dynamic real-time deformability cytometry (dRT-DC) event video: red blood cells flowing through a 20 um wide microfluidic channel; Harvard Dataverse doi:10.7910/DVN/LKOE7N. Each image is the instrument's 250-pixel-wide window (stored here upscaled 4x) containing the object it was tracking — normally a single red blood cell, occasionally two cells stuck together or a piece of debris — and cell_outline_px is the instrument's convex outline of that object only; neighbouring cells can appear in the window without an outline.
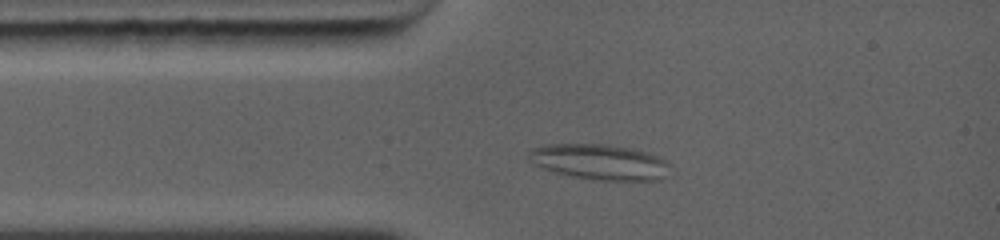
{"species": "common noctule bat (a hibernating species)", "species_latin": "Nyctalus noctula", "temperature_condition": "warm", "stored_images_in_passage": 31, "camera_frame_rate_fps": 5000, "um_per_image_px": 0.085, "animal": {"sex": "female", "body_mass_g": 19.0, "forearm_length_mm": 56.7}, "frame": {"image": 1, "passage_image": 7, "time_ms": 2.2, "image_size_px": [1000, 240], "cell_outline_px": [[668, 176], [656, 180], [596, 180], [572, 176], [540, 168], [528, 164], [524, 156], [532, 148], [544, 144], [604, 144], [628, 148], [648, 152], [660, 156], [668, 160]], "centroid_in_image_um": [50.89, 13.76], "position_along_channel_um": 34.1, "area_um2": 29.77}}
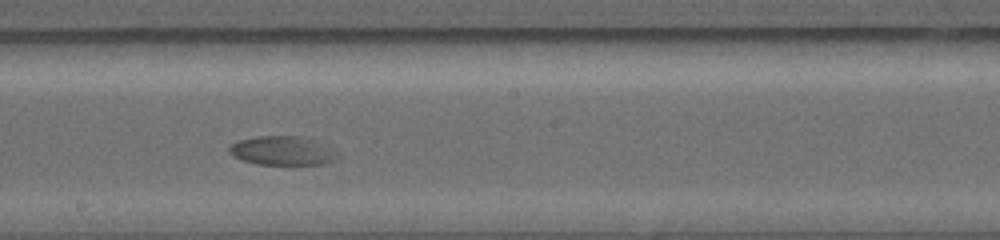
{"frame": {"image": 2, "passage_image": 17, "time_ms": 7.2, "image_size_px": [1000, 240], "cell_outline_px": [[340, 152], [332, 160], [324, 164], [256, 164], [240, 160], [232, 156], [228, 152], [228, 148], [236, 140], [256, 136], [300, 136], [332, 148]], "centroid_in_image_um": [23.93, 12.81], "position_along_channel_um": 224.3, "area_um2": 18.26}}
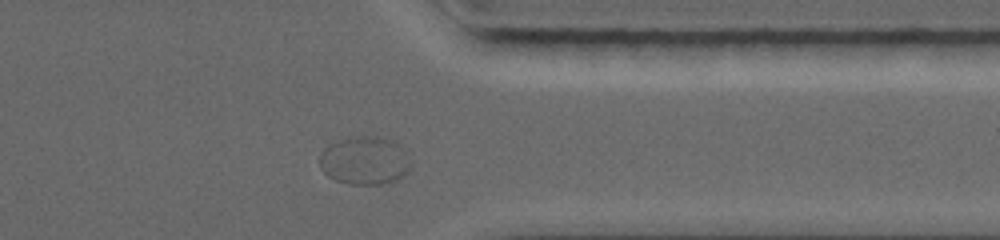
{"frame": {"image": 3, "passage_image": 28, "time_ms": 11.2, "image_size_px": [1000, 240], "cell_outline_px": [[412, 168], [396, 180], [380, 184], [348, 184], [336, 180], [328, 176], [320, 168], [320, 152], [328, 144], [352, 136], [380, 136], [392, 140], [404, 152], [412, 164]], "centroid_in_image_um": [30.97, 13.64], "position_along_channel_um": 380.4, "area_um2": 25.61}}